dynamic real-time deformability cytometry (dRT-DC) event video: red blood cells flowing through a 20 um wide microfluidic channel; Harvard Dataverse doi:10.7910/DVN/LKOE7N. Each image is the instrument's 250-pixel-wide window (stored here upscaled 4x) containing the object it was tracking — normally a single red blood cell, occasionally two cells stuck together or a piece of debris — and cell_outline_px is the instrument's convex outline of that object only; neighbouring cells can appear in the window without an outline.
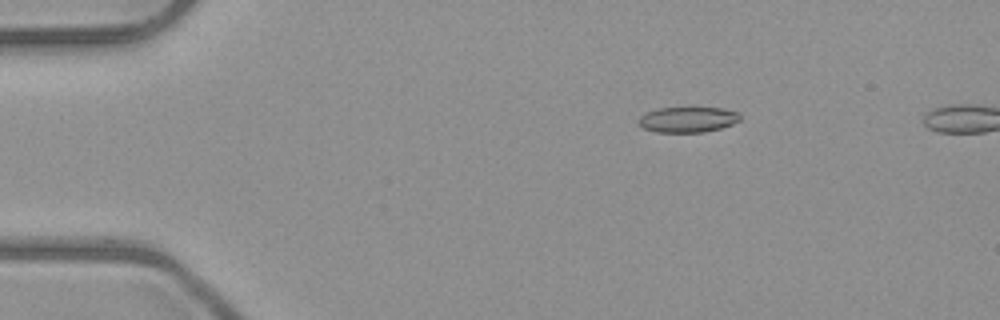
{"species": "common noctule bat (a hibernating species)", "species_latin": "Nyctalus noctula", "temperature_condition": "room temperature", "stored_images_in_passage": 6, "camera_frame_rate_fps": 3000, "um_per_image_px": 0.085, "animal": {"sex": "male", "body_mass_g": 23.1, "forearm_length_mm": 52.7}, "frame": {"image": 1, "passage_image": 3, "time_ms": 2.333, "image_size_px": [1000, 320], "cell_outline_px": [[740, 120], [732, 124], [720, 128], [704, 132], [656, 132], [644, 128], [636, 124], [636, 120], [640, 116], [648, 112], [660, 108], [720, 108], [740, 112]], "centroid_in_image_um": [58.44, 10.17], "position_along_channel_um": 26.6, "area_um2": 15.09}}